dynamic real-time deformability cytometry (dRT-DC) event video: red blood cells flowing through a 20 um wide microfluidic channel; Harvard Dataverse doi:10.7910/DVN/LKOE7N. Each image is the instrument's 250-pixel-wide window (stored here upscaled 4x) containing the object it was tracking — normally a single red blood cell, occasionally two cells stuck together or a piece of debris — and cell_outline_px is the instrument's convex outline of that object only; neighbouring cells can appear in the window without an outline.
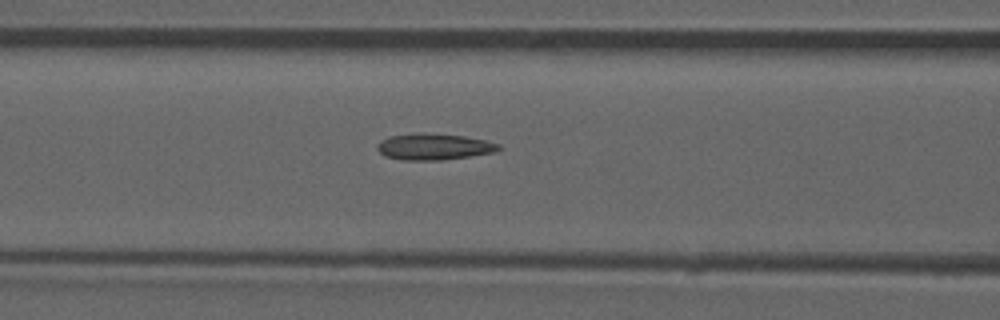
{"species": "common noctule bat (a hibernating species)", "species_latin": "Nyctalus noctula", "temperature_condition": "room temperature", "stored_images_in_passage": 47, "camera_frame_rate_fps": 3000, "um_per_image_px": 0.085, "animal": {"sex": "male", "forearm_length_mm": 52.5}, "frame": {"image": 1, "passage_image": 21, "time_ms": 6.667, "image_size_px": [1000, 320], "cell_outline_px": [[500, 148], [496, 152], [440, 160], [400, 160], [384, 156], [376, 148], [376, 144], [380, 140], [388, 136], [424, 132], [464, 136], [484, 140], [500, 144]], "centroid_in_image_um": [36.83, 12.46], "position_along_channel_um": 129.8, "area_um2": 18.73}}